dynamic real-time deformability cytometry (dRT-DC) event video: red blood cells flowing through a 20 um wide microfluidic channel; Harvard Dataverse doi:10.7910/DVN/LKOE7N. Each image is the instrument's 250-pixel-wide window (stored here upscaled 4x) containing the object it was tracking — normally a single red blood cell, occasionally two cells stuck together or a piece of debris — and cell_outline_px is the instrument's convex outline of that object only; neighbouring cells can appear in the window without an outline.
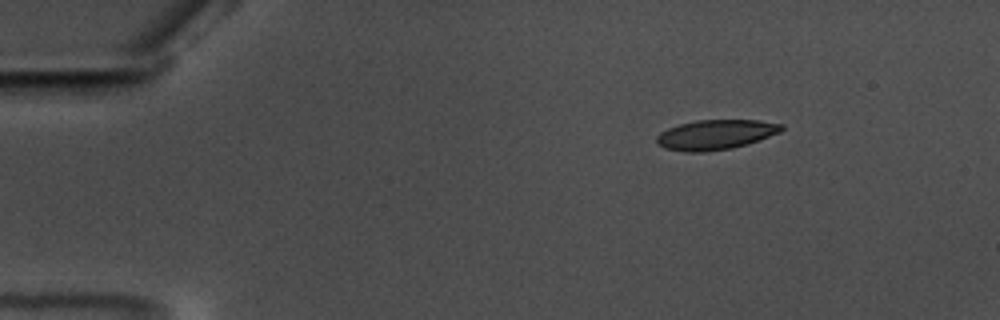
{"species": "common noctule bat (a hibernating species)", "species_latin": "Nyctalus noctula", "temperature_condition": "warm", "stored_images_in_passage": 48, "camera_frame_rate_fps": 3000, "um_per_image_px": 0.085, "animal": {"sex": "male", "body_mass_g": 17.5, "forearm_length_mm": 52.3}, "frame": {"image": 1, "passage_image": 1, "time_ms": 0.0, "image_size_px": [1000, 320], "cell_outline_px": [[784, 128], [780, 132], [748, 144], [732, 148], [704, 152], [684, 152], [664, 148], [656, 144], [656, 136], [660, 132], [668, 128], [680, 124], [696, 120], [756, 120], [784, 124]], "centroid_in_image_um": [60.8, 11.45], "position_along_channel_um": 24.2, "area_um2": 21.85}}
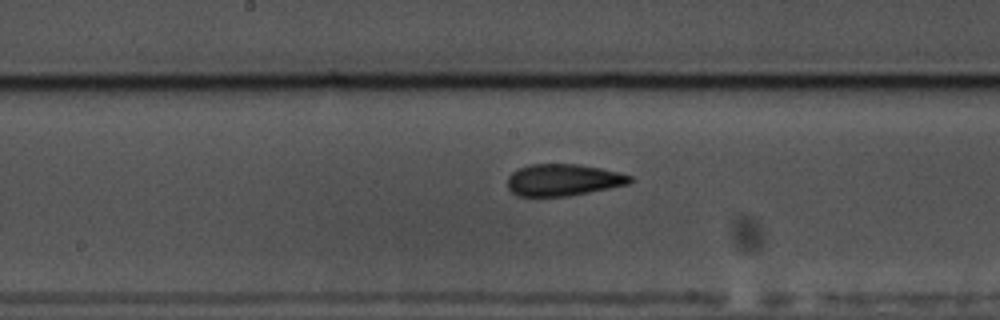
{"frame": {"image": 2, "passage_image": 23, "time_ms": 7.333, "image_size_px": [1000, 320], "cell_outline_px": [[632, 180], [628, 184], [568, 196], [516, 196], [508, 188], [508, 176], [512, 172], [528, 164], [576, 164], [600, 168], [632, 176]], "centroid_in_image_um": [47.82, 15.29], "position_along_channel_um": 200.4, "area_um2": 22.48}}
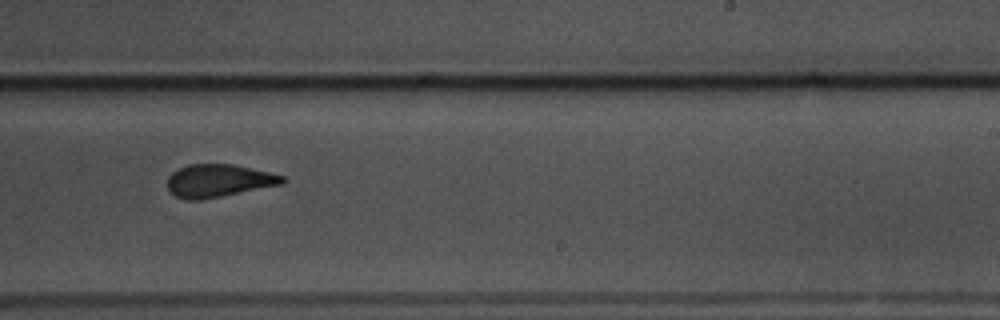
{"frame": {"image": 3, "passage_image": 29, "time_ms": 9.333, "image_size_px": [1000, 320], "cell_outline_px": [[288, 180], [284, 184], [200, 200], [184, 200], [168, 192], [168, 176], [172, 172], [188, 164], [232, 164], [268, 172], [284, 176]], "centroid_in_image_um": [18.57, 15.37], "position_along_channel_um": 270.4, "area_um2": 22.02}}